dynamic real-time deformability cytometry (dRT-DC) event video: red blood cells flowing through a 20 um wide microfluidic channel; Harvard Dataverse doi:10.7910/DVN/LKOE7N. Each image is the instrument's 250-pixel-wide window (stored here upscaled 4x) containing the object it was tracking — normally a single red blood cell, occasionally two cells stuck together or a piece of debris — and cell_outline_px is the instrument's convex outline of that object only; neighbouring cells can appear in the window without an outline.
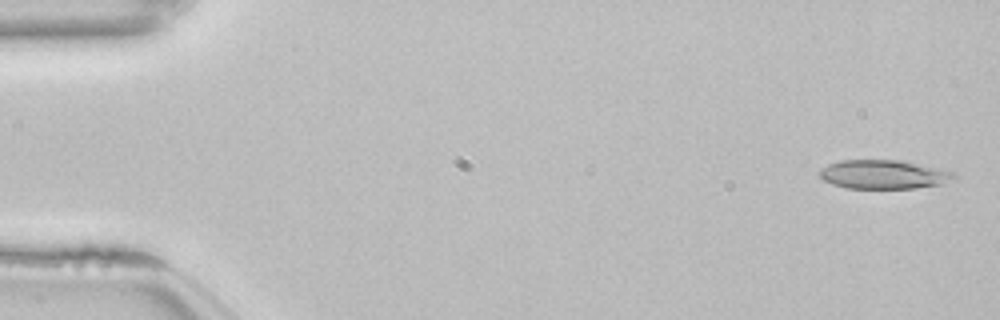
{"species": "common noctule bat (a hibernating species)", "species_latin": "Nyctalus noctula", "temperature_condition": "room temperature", "stored_images_in_passage": 52, "camera_frame_rate_fps": 3000, "um_per_image_px": 0.085, "animal": {"sex": "female", "body_mass_g": 22.7, "forearm_length_mm": 54.2}, "frame": {"image": 1, "passage_image": 1, "time_ms": 0.0, "image_size_px": [1000, 320], "cell_outline_px": [[956, 176], [940, 184], [916, 188], [848, 188], [832, 184], [824, 180], [820, 176], [820, 168], [828, 164], [840, 160], [900, 160], [952, 172]], "centroid_in_image_um": [75.02, 14.82], "position_along_channel_um": 10.0, "area_um2": 22.2}}
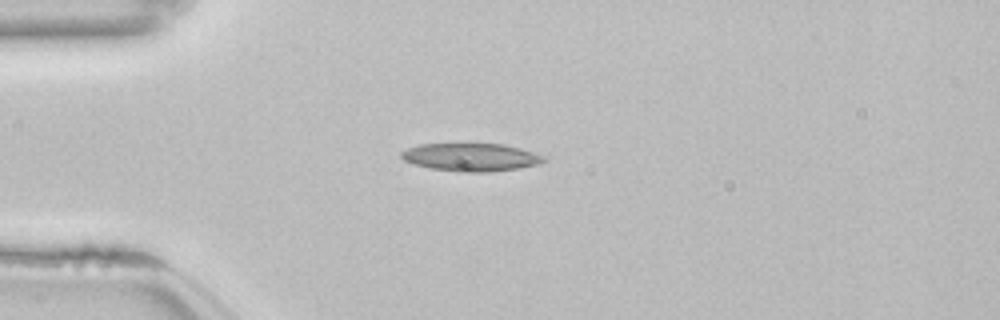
{"frame": {"image": 2, "passage_image": 13, "time_ms": 4.0, "image_size_px": [1000, 320], "cell_outline_px": [[548, 160], [540, 164], [520, 168], [492, 172], [456, 172], [432, 168], [416, 164], [404, 160], [400, 156], [400, 152], [408, 148], [420, 144], [504, 144], [520, 148], [544, 156]], "centroid_in_image_um": [40.07, 13.37], "position_along_channel_um": 44.9, "area_um2": 23.24}}
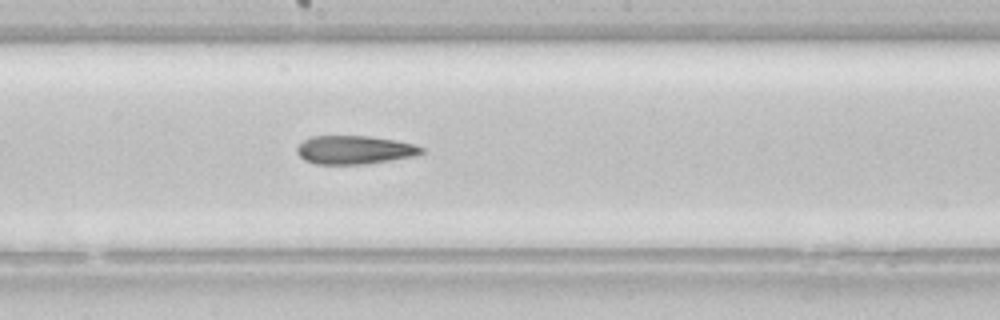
{"frame": {"image": 3, "passage_image": 28, "time_ms": 9.0, "image_size_px": [1000, 320], "cell_outline_px": [[424, 152], [416, 156], [368, 164], [316, 164], [304, 160], [296, 152], [296, 148], [304, 140], [312, 136], [368, 136], [396, 140], [412, 144], [424, 148]], "centroid_in_image_um": [30.14, 12.75], "position_along_channel_um": 218.1, "area_um2": 20.75}, "authors_computed_cell_mechanics": {"area_um2": 21.7906, "velocity_mm_per_s": 3.8533, "shape_relaxation_time_tau1_ms": 10.3829, "shape_relaxation_time_tau2_ms": 7.1857, "deformation_change_tau1": 0.2579, "deformation_change_tau2": 0.222}}